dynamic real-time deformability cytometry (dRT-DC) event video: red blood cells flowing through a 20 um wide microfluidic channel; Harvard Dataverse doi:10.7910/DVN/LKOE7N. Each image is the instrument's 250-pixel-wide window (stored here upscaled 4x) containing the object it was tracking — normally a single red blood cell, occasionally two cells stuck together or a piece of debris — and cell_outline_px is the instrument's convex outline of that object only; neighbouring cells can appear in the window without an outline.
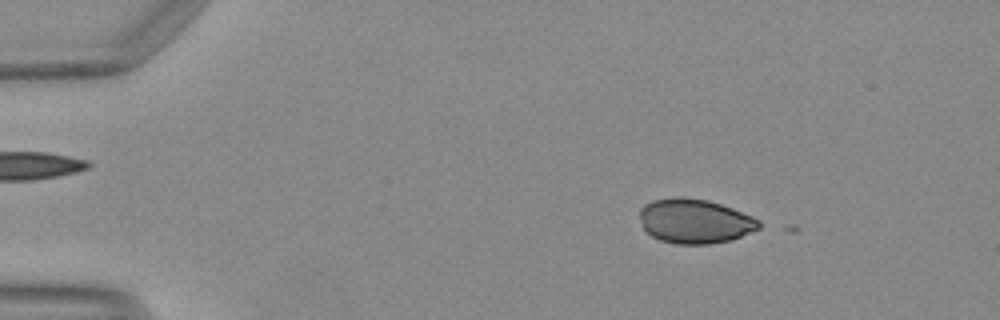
{"species": "Egyptian fruit bat (a non-hibernating species)", "species_latin": "Rousettus aegyptiacus", "temperature_condition": "warm", "stored_images_in_passage": 3, "camera_frame_rate_fps": 3000, "um_per_image_px": 0.085, "animal": {"sex": "female"}, "frame": {"image": 1, "passage_image": 1, "time_ms": 0.0, "image_size_px": [1000, 320], "cell_outline_px": [[760, 228], [732, 240], [708, 244], [676, 244], [660, 240], [652, 236], [644, 228], [640, 216], [640, 208], [644, 204], [652, 200], [680, 196], [708, 200], [732, 208], [752, 216], [760, 220]], "centroid_in_image_um": [59.06, 18.79], "position_along_channel_um": 25.9, "area_um2": 30.92}}